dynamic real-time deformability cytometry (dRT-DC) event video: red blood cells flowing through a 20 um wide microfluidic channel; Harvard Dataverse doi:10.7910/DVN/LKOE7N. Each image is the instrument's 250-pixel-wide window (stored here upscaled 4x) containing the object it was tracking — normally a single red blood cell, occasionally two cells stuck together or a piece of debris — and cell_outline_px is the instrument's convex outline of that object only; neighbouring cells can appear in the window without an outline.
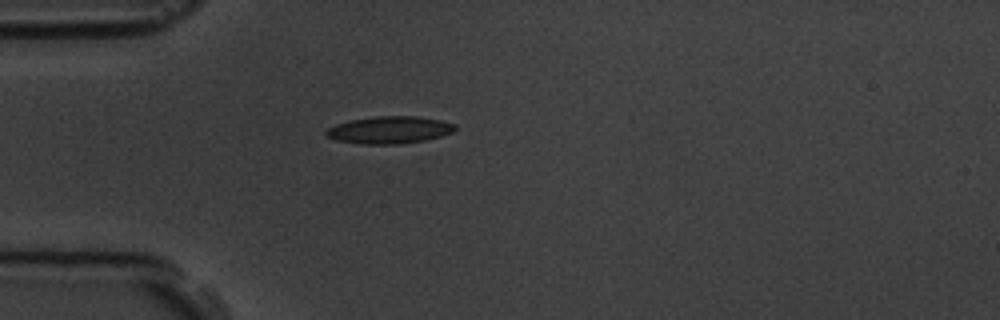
{"species": "common noctule bat (a hibernating species)", "species_latin": "Nyctalus noctula", "temperature_condition": "room temperature", "stored_images_in_passage": 42, "camera_frame_rate_fps": 3000, "um_per_image_px": 0.085, "animal": {"sex": "male", "body_mass_g": 19.5, "forearm_length_mm": 54.6}, "frame": {"image": 1, "passage_image": 1, "time_ms": 0.0, "image_size_px": [1000, 320], "cell_outline_px": [[456, 128], [452, 132], [440, 136], [424, 140], [400, 144], [360, 144], [336, 140], [324, 136], [324, 132], [328, 128], [336, 124], [352, 120], [376, 116], [416, 116], [440, 120], [456, 124]], "centroid_in_image_um": [33.07, 11.05], "position_along_channel_um": 51.9, "area_um2": 20.46}}
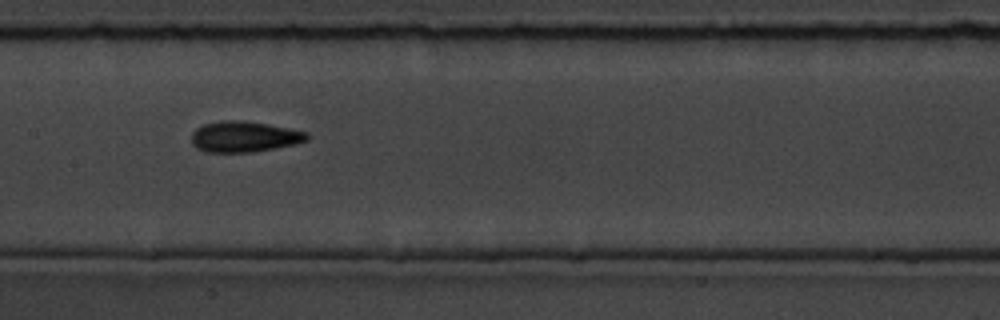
{"frame": {"image": 2, "passage_image": 13, "time_ms": 4.0, "image_size_px": [1000, 320], "cell_outline_px": [[312, 136], [308, 140], [296, 144], [276, 148], [252, 152], [204, 152], [196, 148], [192, 144], [192, 132], [196, 128], [204, 124], [224, 120], [244, 120], [268, 124], [308, 132]], "centroid_in_image_um": [20.78, 11.62], "position_along_channel_um": 186.6, "area_um2": 20.98}}
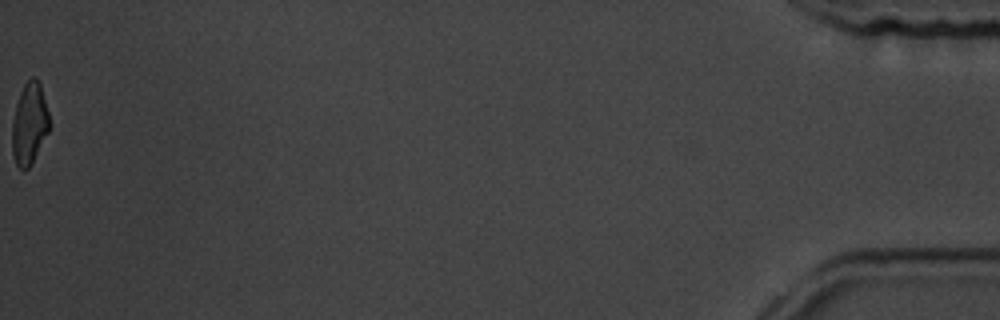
{"frame": {"image": 3, "passage_image": 42, "time_ms": 13.667, "image_size_px": [1000, 320], "cell_outline_px": [[48, 132], [28, 168], [24, 172], [16, 164], [12, 156], [12, 120], [16, 104], [20, 92], [24, 84], [32, 76], [36, 76], [40, 84], [48, 112]], "centroid_in_image_um": [2.47, 10.5], "position_along_channel_um": 432.7, "area_um2": 17.51}, "authors_computed_cell_mechanics": {"area_um2": 19.3052, "velocity_mm_per_s": 3.6138, "shape_relaxation_time_tau1_ms": 4.6702, "shape_relaxation_time_tau2_ms": 3.4735, "deformation_change_tau1": 0.1218, "deformation_change_tau2": 0.1102}}